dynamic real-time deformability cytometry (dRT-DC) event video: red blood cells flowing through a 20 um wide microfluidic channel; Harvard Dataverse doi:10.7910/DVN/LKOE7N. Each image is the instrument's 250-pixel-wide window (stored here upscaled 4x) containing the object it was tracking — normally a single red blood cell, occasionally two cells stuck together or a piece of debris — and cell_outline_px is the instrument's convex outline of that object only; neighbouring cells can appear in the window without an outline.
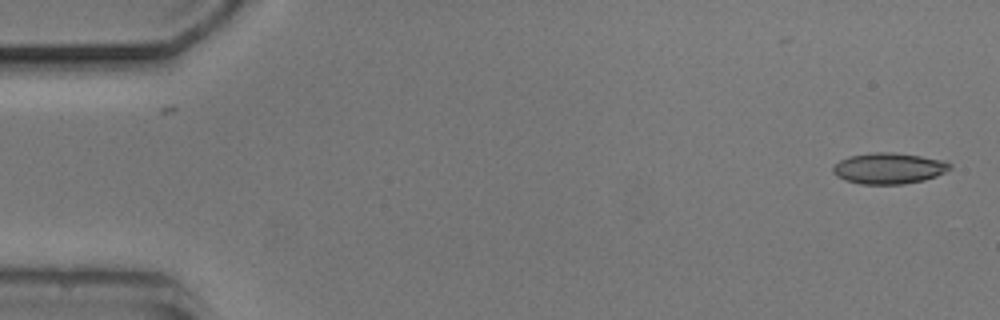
{"species": "common noctule bat (a hibernating species)", "species_latin": "Nyctalus noctula", "temperature_condition": "cold", "stored_images_in_passage": 21, "camera_frame_rate_fps": 3000, "um_per_image_px": 0.085, "animal": {"sex": "male", "body_mass_g": 20.5, "forearm_length_mm": 52.5}, "frame": {"image": 1, "passage_image": 1, "time_ms": 0.0, "image_size_px": [1000, 320], "cell_outline_px": [[952, 168], [936, 176], [924, 180], [904, 184], [860, 184], [844, 180], [836, 176], [832, 172], [832, 168], [840, 160], [848, 156], [872, 152], [896, 152], [948, 160], [952, 164]], "centroid_in_image_um": [75.57, 14.3], "position_along_channel_um": 9.4, "area_um2": 21.5}}
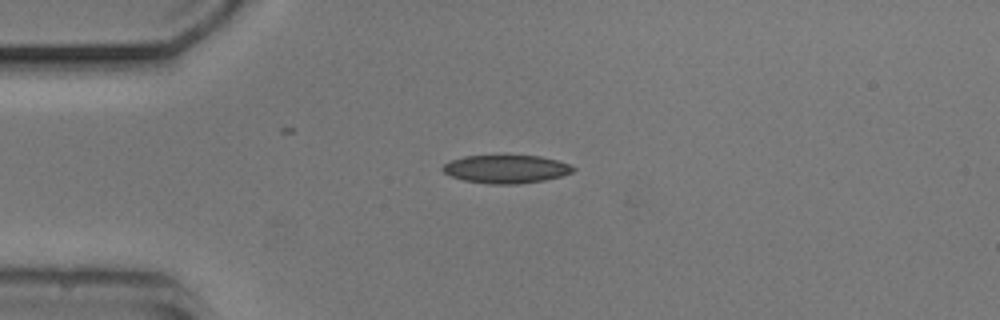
{"frame": {"image": 2, "passage_image": 12, "time_ms": 3.667, "image_size_px": [1000, 320], "cell_outline_px": [[576, 168], [572, 172], [560, 176], [544, 180], [520, 184], [488, 184], [464, 180], [452, 176], [444, 172], [440, 168], [444, 164], [452, 160], [464, 156], [540, 156], [556, 160], [568, 164]], "centroid_in_image_um": [43.0, 14.38], "position_along_channel_um": 42.0, "area_um2": 21.21}}
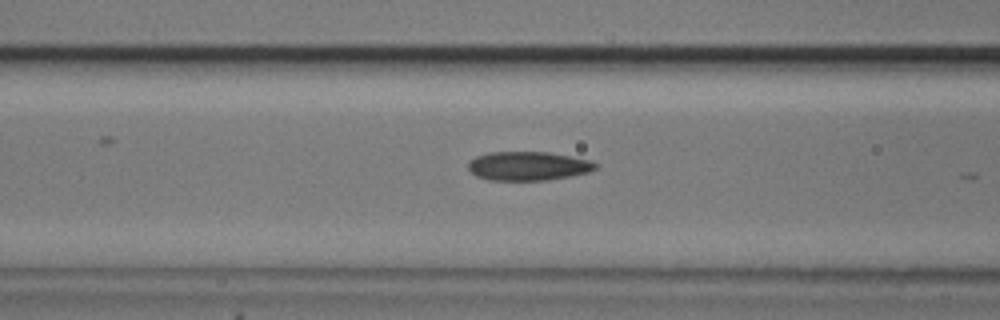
{"frame": {"image": 3, "passage_image": 20, "time_ms": 6.333, "image_size_px": [1000, 320], "cell_outline_px": [[600, 164], [596, 168], [588, 172], [572, 176], [548, 180], [488, 180], [476, 176], [468, 168], [468, 160], [476, 156], [488, 152], [548, 152], [592, 160]], "centroid_in_image_um": [44.9, 14.11], "position_along_channel_um": 121.7, "area_um2": 21.68}}